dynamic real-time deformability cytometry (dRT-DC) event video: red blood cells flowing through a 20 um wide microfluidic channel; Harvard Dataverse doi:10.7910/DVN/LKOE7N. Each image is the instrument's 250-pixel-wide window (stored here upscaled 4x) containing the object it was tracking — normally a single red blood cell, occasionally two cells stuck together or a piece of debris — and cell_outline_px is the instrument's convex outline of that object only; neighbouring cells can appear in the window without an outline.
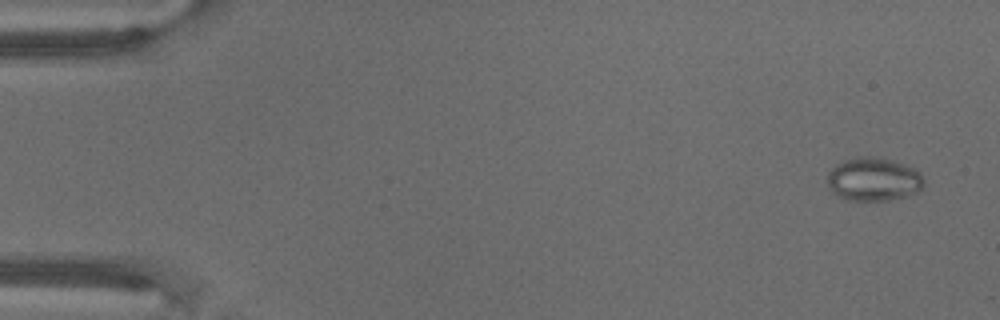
{"species": "common noctule bat (a hibernating species)", "species_latin": "Nyctalus noctula", "temperature_condition": "warm", "stored_images_in_passage": 72, "camera_frame_rate_fps": 3000, "um_per_image_px": 0.085, "animal": {"sex": "male", "body_mass_g": 18.8}, "frame": {"image": 1, "passage_image": 4, "time_ms": 1.0, "image_size_px": [1000, 320], "cell_outline_px": [[924, 184], [916, 192], [904, 196], [888, 200], [848, 200], [832, 192], [828, 188], [828, 172], [836, 164], [844, 160], [856, 156], [872, 156], [904, 164], [920, 172], [924, 180]], "centroid_in_image_um": [74.22, 15.23], "position_along_channel_um": 10.8, "area_um2": 24.22}}
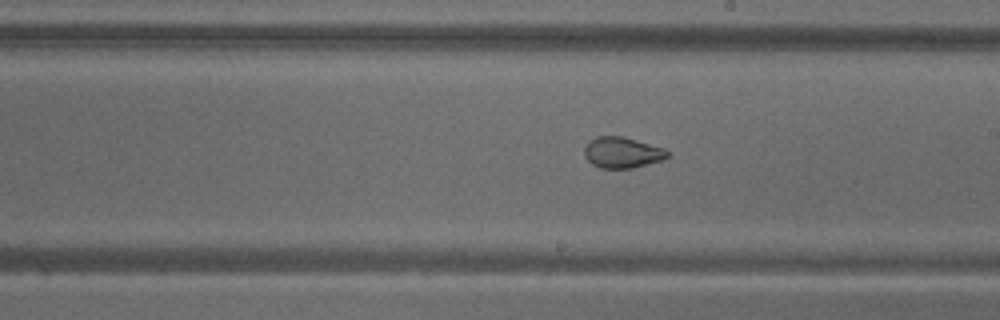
{"frame": {"image": 2, "passage_image": 42, "time_ms": 13.667, "image_size_px": [1000, 320], "cell_outline_px": [[668, 156], [664, 160], [632, 168], [600, 168], [592, 164], [584, 156], [584, 148], [588, 140], [596, 136], [624, 136], [664, 148], [668, 152]], "centroid_in_image_um": [52.87, 12.96], "position_along_channel_um": 236.1, "area_um2": 15.14}}
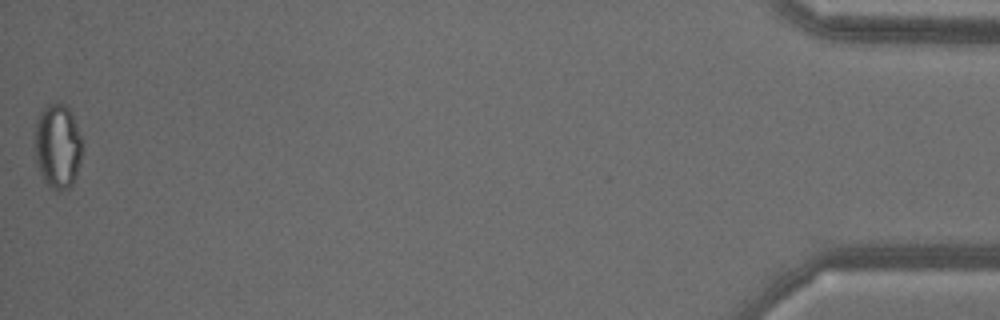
{"frame": {"image": 3, "passage_image": 72, "time_ms": 23.667, "image_size_px": [1000, 320], "cell_outline_px": [[80, 164], [76, 176], [72, 184], [68, 188], [60, 192], [56, 192], [48, 188], [36, 164], [32, 140], [36, 116], [48, 104], [56, 100], [60, 100], [68, 104], [80, 136]], "centroid_in_image_um": [4.83, 12.39], "position_along_channel_um": 430.4, "area_um2": 24.33}}